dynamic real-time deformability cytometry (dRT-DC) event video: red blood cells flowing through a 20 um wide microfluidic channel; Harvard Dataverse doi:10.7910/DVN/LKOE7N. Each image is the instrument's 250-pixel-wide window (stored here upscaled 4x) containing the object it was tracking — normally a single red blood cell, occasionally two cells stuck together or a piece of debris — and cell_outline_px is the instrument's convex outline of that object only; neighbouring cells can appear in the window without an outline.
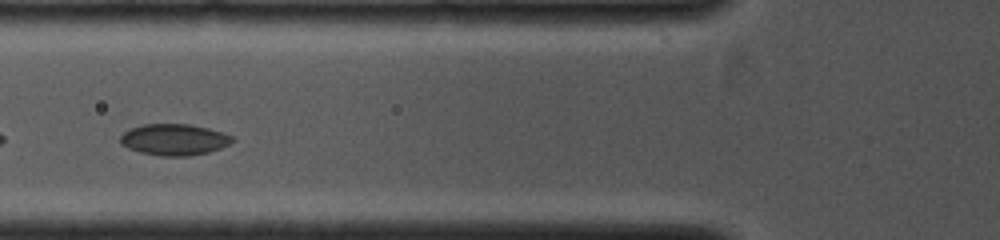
{"species": "common noctule bat (a hibernating species)", "species_latin": "Nyctalus noctula", "temperature_condition": "cold", "stored_images_in_passage": 28, "camera_frame_rate_fps": 4000, "um_per_image_px": 0.085, "animal": {"sex": "female", "body_mass_g": 19.0, "forearm_length_mm": 53.3}, "frame": {"image": 1, "passage_image": 5, "time_ms": 1.0, "image_size_px": [1000, 240], "cell_outline_px": [[236, 140], [220, 148], [208, 152], [188, 156], [160, 156], [140, 152], [128, 148], [120, 144], [120, 136], [124, 132], [132, 128], [144, 124], [188, 124], [208, 128], [224, 132], [232, 136]], "centroid_in_image_um": [14.81, 11.86], "position_along_channel_um": 111.0, "area_um2": 20.46}}
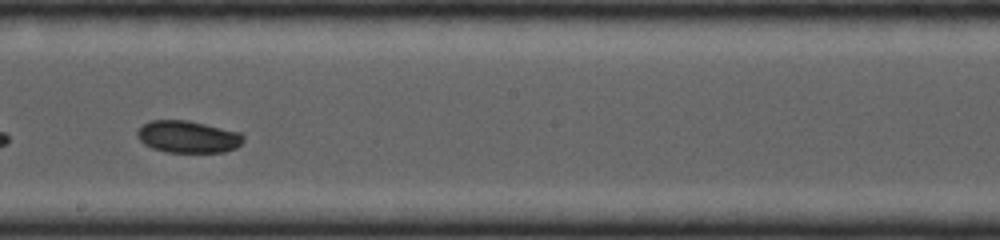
{"frame": {"image": 2, "passage_image": 13, "time_ms": 3.0, "image_size_px": [1000, 240], "cell_outline_px": [[244, 140], [236, 148], [224, 152], [168, 152], [152, 148], [144, 144], [136, 136], [136, 132], [144, 124], [152, 120], [188, 120], [240, 132], [244, 136]], "centroid_in_image_um": [15.98, 11.63], "position_along_channel_um": 232.2, "area_um2": 19.83}}
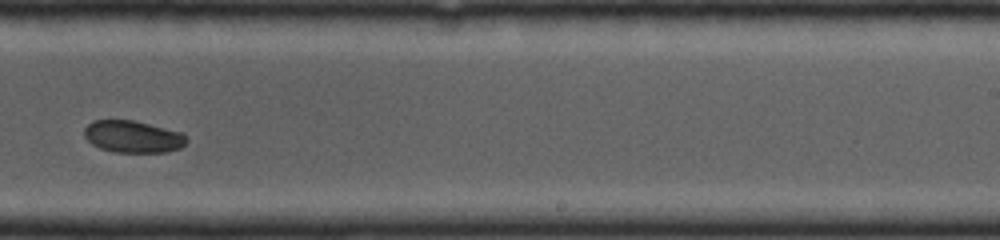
{"frame": {"image": 3, "passage_image": 16, "time_ms": 3.75, "image_size_px": [1000, 240], "cell_outline_px": [[188, 140], [180, 148], [164, 152], [112, 152], [100, 148], [92, 144], [84, 136], [84, 128], [92, 120], [132, 120], [184, 132]], "centroid_in_image_um": [11.3, 11.61], "position_along_channel_um": 277.7, "area_um2": 19.19}}